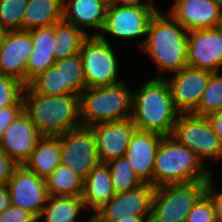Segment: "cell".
Returning a JSON list of instances; mask_svg holds the SVG:
<instances>
[{
    "label": "cell",
    "instance_id": "6da1fadb",
    "mask_svg": "<svg viewBox=\"0 0 222 222\" xmlns=\"http://www.w3.org/2000/svg\"><path fill=\"white\" fill-rule=\"evenodd\" d=\"M179 114L163 75L144 82L132 94L131 120L137 130L171 136Z\"/></svg>",
    "mask_w": 222,
    "mask_h": 222
},
{
    "label": "cell",
    "instance_id": "7a4b0ae2",
    "mask_svg": "<svg viewBox=\"0 0 222 222\" xmlns=\"http://www.w3.org/2000/svg\"><path fill=\"white\" fill-rule=\"evenodd\" d=\"M22 100L23 111L41 136L57 137L81 126L79 95L47 96L25 85Z\"/></svg>",
    "mask_w": 222,
    "mask_h": 222
},
{
    "label": "cell",
    "instance_id": "3957f363",
    "mask_svg": "<svg viewBox=\"0 0 222 222\" xmlns=\"http://www.w3.org/2000/svg\"><path fill=\"white\" fill-rule=\"evenodd\" d=\"M147 38L141 43L160 71L178 72L187 64L188 31L169 12L159 10L152 17Z\"/></svg>",
    "mask_w": 222,
    "mask_h": 222
},
{
    "label": "cell",
    "instance_id": "277c9868",
    "mask_svg": "<svg viewBox=\"0 0 222 222\" xmlns=\"http://www.w3.org/2000/svg\"><path fill=\"white\" fill-rule=\"evenodd\" d=\"M204 163L188 147L165 136L156 151L152 186L208 181L213 174Z\"/></svg>",
    "mask_w": 222,
    "mask_h": 222
},
{
    "label": "cell",
    "instance_id": "5b68a950",
    "mask_svg": "<svg viewBox=\"0 0 222 222\" xmlns=\"http://www.w3.org/2000/svg\"><path fill=\"white\" fill-rule=\"evenodd\" d=\"M132 94L125 82L86 88L80 96V123L91 127L97 123L131 118Z\"/></svg>",
    "mask_w": 222,
    "mask_h": 222
},
{
    "label": "cell",
    "instance_id": "8992f818",
    "mask_svg": "<svg viewBox=\"0 0 222 222\" xmlns=\"http://www.w3.org/2000/svg\"><path fill=\"white\" fill-rule=\"evenodd\" d=\"M208 181L170 184L154 189L150 222H185L194 204L205 193Z\"/></svg>",
    "mask_w": 222,
    "mask_h": 222
},
{
    "label": "cell",
    "instance_id": "52a82bcc",
    "mask_svg": "<svg viewBox=\"0 0 222 222\" xmlns=\"http://www.w3.org/2000/svg\"><path fill=\"white\" fill-rule=\"evenodd\" d=\"M89 35L80 48L86 88L109 86L117 80L118 59L104 33Z\"/></svg>",
    "mask_w": 222,
    "mask_h": 222
},
{
    "label": "cell",
    "instance_id": "ba28073f",
    "mask_svg": "<svg viewBox=\"0 0 222 222\" xmlns=\"http://www.w3.org/2000/svg\"><path fill=\"white\" fill-rule=\"evenodd\" d=\"M171 136L192 150L202 162L222 158V142L205 116L180 113Z\"/></svg>",
    "mask_w": 222,
    "mask_h": 222
},
{
    "label": "cell",
    "instance_id": "9c48e42d",
    "mask_svg": "<svg viewBox=\"0 0 222 222\" xmlns=\"http://www.w3.org/2000/svg\"><path fill=\"white\" fill-rule=\"evenodd\" d=\"M57 137L60 141L61 164L85 179L99 163L91 128L80 126Z\"/></svg>",
    "mask_w": 222,
    "mask_h": 222
},
{
    "label": "cell",
    "instance_id": "30bf717a",
    "mask_svg": "<svg viewBox=\"0 0 222 222\" xmlns=\"http://www.w3.org/2000/svg\"><path fill=\"white\" fill-rule=\"evenodd\" d=\"M157 11L155 5H108L102 31L126 40L145 36Z\"/></svg>",
    "mask_w": 222,
    "mask_h": 222
},
{
    "label": "cell",
    "instance_id": "8fae6325",
    "mask_svg": "<svg viewBox=\"0 0 222 222\" xmlns=\"http://www.w3.org/2000/svg\"><path fill=\"white\" fill-rule=\"evenodd\" d=\"M154 189L152 185L143 183L134 189L116 193L93 217L98 222H115L127 216L150 217Z\"/></svg>",
    "mask_w": 222,
    "mask_h": 222
},
{
    "label": "cell",
    "instance_id": "7c38bea8",
    "mask_svg": "<svg viewBox=\"0 0 222 222\" xmlns=\"http://www.w3.org/2000/svg\"><path fill=\"white\" fill-rule=\"evenodd\" d=\"M7 186L11 205L39 217L49 197L45 178L37 176L24 164L16 165Z\"/></svg>",
    "mask_w": 222,
    "mask_h": 222
},
{
    "label": "cell",
    "instance_id": "4fadbf2b",
    "mask_svg": "<svg viewBox=\"0 0 222 222\" xmlns=\"http://www.w3.org/2000/svg\"><path fill=\"white\" fill-rule=\"evenodd\" d=\"M187 64L189 67L212 73L220 72L219 70L222 68V25L188 32Z\"/></svg>",
    "mask_w": 222,
    "mask_h": 222
},
{
    "label": "cell",
    "instance_id": "5bb4252c",
    "mask_svg": "<svg viewBox=\"0 0 222 222\" xmlns=\"http://www.w3.org/2000/svg\"><path fill=\"white\" fill-rule=\"evenodd\" d=\"M212 72L183 67L167 82L175 108L180 113H192L199 105Z\"/></svg>",
    "mask_w": 222,
    "mask_h": 222
},
{
    "label": "cell",
    "instance_id": "9a60e30c",
    "mask_svg": "<svg viewBox=\"0 0 222 222\" xmlns=\"http://www.w3.org/2000/svg\"><path fill=\"white\" fill-rule=\"evenodd\" d=\"M90 128L96 140V150L100 163H109L124 156L131 135L136 130L131 118L101 122L92 125Z\"/></svg>",
    "mask_w": 222,
    "mask_h": 222
},
{
    "label": "cell",
    "instance_id": "2e32d148",
    "mask_svg": "<svg viewBox=\"0 0 222 222\" xmlns=\"http://www.w3.org/2000/svg\"><path fill=\"white\" fill-rule=\"evenodd\" d=\"M32 51L29 31H6L0 48V75L12 76L26 85V67Z\"/></svg>",
    "mask_w": 222,
    "mask_h": 222
},
{
    "label": "cell",
    "instance_id": "e0dca14e",
    "mask_svg": "<svg viewBox=\"0 0 222 222\" xmlns=\"http://www.w3.org/2000/svg\"><path fill=\"white\" fill-rule=\"evenodd\" d=\"M41 137L28 115L22 111L5 129L0 147L17 165H23Z\"/></svg>",
    "mask_w": 222,
    "mask_h": 222
},
{
    "label": "cell",
    "instance_id": "ac0fdd59",
    "mask_svg": "<svg viewBox=\"0 0 222 222\" xmlns=\"http://www.w3.org/2000/svg\"><path fill=\"white\" fill-rule=\"evenodd\" d=\"M170 15L188 32L222 25V14L213 0H174Z\"/></svg>",
    "mask_w": 222,
    "mask_h": 222
},
{
    "label": "cell",
    "instance_id": "d6986e66",
    "mask_svg": "<svg viewBox=\"0 0 222 222\" xmlns=\"http://www.w3.org/2000/svg\"><path fill=\"white\" fill-rule=\"evenodd\" d=\"M163 136L135 130L124 156L143 183L152 185L153 168L157 148Z\"/></svg>",
    "mask_w": 222,
    "mask_h": 222
},
{
    "label": "cell",
    "instance_id": "ffe728a7",
    "mask_svg": "<svg viewBox=\"0 0 222 222\" xmlns=\"http://www.w3.org/2000/svg\"><path fill=\"white\" fill-rule=\"evenodd\" d=\"M70 1V2H69ZM63 2V21L86 33L83 28L102 31L106 19L108 0H69Z\"/></svg>",
    "mask_w": 222,
    "mask_h": 222
},
{
    "label": "cell",
    "instance_id": "44dd1931",
    "mask_svg": "<svg viewBox=\"0 0 222 222\" xmlns=\"http://www.w3.org/2000/svg\"><path fill=\"white\" fill-rule=\"evenodd\" d=\"M33 42V51L26 67V85L38 74L54 65L55 39L54 25L29 30Z\"/></svg>",
    "mask_w": 222,
    "mask_h": 222
},
{
    "label": "cell",
    "instance_id": "7402d4cb",
    "mask_svg": "<svg viewBox=\"0 0 222 222\" xmlns=\"http://www.w3.org/2000/svg\"><path fill=\"white\" fill-rule=\"evenodd\" d=\"M115 191L107 163H98L89 172L83 182L82 200L87 210L96 212L106 204Z\"/></svg>",
    "mask_w": 222,
    "mask_h": 222
},
{
    "label": "cell",
    "instance_id": "603a6c76",
    "mask_svg": "<svg viewBox=\"0 0 222 222\" xmlns=\"http://www.w3.org/2000/svg\"><path fill=\"white\" fill-rule=\"evenodd\" d=\"M61 164L58 137L42 136L24 165L42 178L48 177Z\"/></svg>",
    "mask_w": 222,
    "mask_h": 222
},
{
    "label": "cell",
    "instance_id": "cb8c5ba5",
    "mask_svg": "<svg viewBox=\"0 0 222 222\" xmlns=\"http://www.w3.org/2000/svg\"><path fill=\"white\" fill-rule=\"evenodd\" d=\"M62 20V0H28L22 19V30L49 27Z\"/></svg>",
    "mask_w": 222,
    "mask_h": 222
},
{
    "label": "cell",
    "instance_id": "d4e9b609",
    "mask_svg": "<svg viewBox=\"0 0 222 222\" xmlns=\"http://www.w3.org/2000/svg\"><path fill=\"white\" fill-rule=\"evenodd\" d=\"M84 209L86 207L81 196L49 195L38 219L45 216V222H76L79 213Z\"/></svg>",
    "mask_w": 222,
    "mask_h": 222
},
{
    "label": "cell",
    "instance_id": "484cf974",
    "mask_svg": "<svg viewBox=\"0 0 222 222\" xmlns=\"http://www.w3.org/2000/svg\"><path fill=\"white\" fill-rule=\"evenodd\" d=\"M88 36L89 33L63 20L54 24L55 51L53 52L55 59L78 54Z\"/></svg>",
    "mask_w": 222,
    "mask_h": 222
},
{
    "label": "cell",
    "instance_id": "4316f807",
    "mask_svg": "<svg viewBox=\"0 0 222 222\" xmlns=\"http://www.w3.org/2000/svg\"><path fill=\"white\" fill-rule=\"evenodd\" d=\"M45 180L50 196H82L84 179L63 164H59Z\"/></svg>",
    "mask_w": 222,
    "mask_h": 222
},
{
    "label": "cell",
    "instance_id": "83f0119b",
    "mask_svg": "<svg viewBox=\"0 0 222 222\" xmlns=\"http://www.w3.org/2000/svg\"><path fill=\"white\" fill-rule=\"evenodd\" d=\"M54 66L61 73L64 95H80L86 89L83 64L79 53L56 60Z\"/></svg>",
    "mask_w": 222,
    "mask_h": 222
},
{
    "label": "cell",
    "instance_id": "f1b7e54d",
    "mask_svg": "<svg viewBox=\"0 0 222 222\" xmlns=\"http://www.w3.org/2000/svg\"><path fill=\"white\" fill-rule=\"evenodd\" d=\"M107 164L115 193L125 192L143 184L125 156L112 160Z\"/></svg>",
    "mask_w": 222,
    "mask_h": 222
},
{
    "label": "cell",
    "instance_id": "f546056e",
    "mask_svg": "<svg viewBox=\"0 0 222 222\" xmlns=\"http://www.w3.org/2000/svg\"><path fill=\"white\" fill-rule=\"evenodd\" d=\"M218 111H222V75L220 72H215L211 74L200 103L192 113L207 116Z\"/></svg>",
    "mask_w": 222,
    "mask_h": 222
},
{
    "label": "cell",
    "instance_id": "4dcf8cb0",
    "mask_svg": "<svg viewBox=\"0 0 222 222\" xmlns=\"http://www.w3.org/2000/svg\"><path fill=\"white\" fill-rule=\"evenodd\" d=\"M27 86L38 94L47 96L64 95L61 73L54 65L34 77Z\"/></svg>",
    "mask_w": 222,
    "mask_h": 222
},
{
    "label": "cell",
    "instance_id": "1f68e13d",
    "mask_svg": "<svg viewBox=\"0 0 222 222\" xmlns=\"http://www.w3.org/2000/svg\"><path fill=\"white\" fill-rule=\"evenodd\" d=\"M28 0H0V26L6 31L22 30Z\"/></svg>",
    "mask_w": 222,
    "mask_h": 222
},
{
    "label": "cell",
    "instance_id": "d6a6232c",
    "mask_svg": "<svg viewBox=\"0 0 222 222\" xmlns=\"http://www.w3.org/2000/svg\"><path fill=\"white\" fill-rule=\"evenodd\" d=\"M25 84L20 80L0 75V108L8 106H23V90Z\"/></svg>",
    "mask_w": 222,
    "mask_h": 222
},
{
    "label": "cell",
    "instance_id": "836d02e7",
    "mask_svg": "<svg viewBox=\"0 0 222 222\" xmlns=\"http://www.w3.org/2000/svg\"><path fill=\"white\" fill-rule=\"evenodd\" d=\"M185 222H217L213 203L206 193L194 204Z\"/></svg>",
    "mask_w": 222,
    "mask_h": 222
},
{
    "label": "cell",
    "instance_id": "e575fe53",
    "mask_svg": "<svg viewBox=\"0 0 222 222\" xmlns=\"http://www.w3.org/2000/svg\"><path fill=\"white\" fill-rule=\"evenodd\" d=\"M38 217L25 209L10 205L0 213V222H36Z\"/></svg>",
    "mask_w": 222,
    "mask_h": 222
},
{
    "label": "cell",
    "instance_id": "d590c367",
    "mask_svg": "<svg viewBox=\"0 0 222 222\" xmlns=\"http://www.w3.org/2000/svg\"><path fill=\"white\" fill-rule=\"evenodd\" d=\"M23 111V106H8L0 108V140L5 129L18 117Z\"/></svg>",
    "mask_w": 222,
    "mask_h": 222
},
{
    "label": "cell",
    "instance_id": "8d00e7d4",
    "mask_svg": "<svg viewBox=\"0 0 222 222\" xmlns=\"http://www.w3.org/2000/svg\"><path fill=\"white\" fill-rule=\"evenodd\" d=\"M17 164L0 147V185H7Z\"/></svg>",
    "mask_w": 222,
    "mask_h": 222
},
{
    "label": "cell",
    "instance_id": "74e56055",
    "mask_svg": "<svg viewBox=\"0 0 222 222\" xmlns=\"http://www.w3.org/2000/svg\"><path fill=\"white\" fill-rule=\"evenodd\" d=\"M205 193L209 196L213 203L217 222H222V191L216 192L213 187L212 175L209 177L207 182Z\"/></svg>",
    "mask_w": 222,
    "mask_h": 222
},
{
    "label": "cell",
    "instance_id": "f35d334b",
    "mask_svg": "<svg viewBox=\"0 0 222 222\" xmlns=\"http://www.w3.org/2000/svg\"><path fill=\"white\" fill-rule=\"evenodd\" d=\"M205 117L222 142V111L213 112Z\"/></svg>",
    "mask_w": 222,
    "mask_h": 222
},
{
    "label": "cell",
    "instance_id": "ab89813d",
    "mask_svg": "<svg viewBox=\"0 0 222 222\" xmlns=\"http://www.w3.org/2000/svg\"><path fill=\"white\" fill-rule=\"evenodd\" d=\"M142 3V0H108V5L116 6H140V5H154V0H146Z\"/></svg>",
    "mask_w": 222,
    "mask_h": 222
},
{
    "label": "cell",
    "instance_id": "60d3db41",
    "mask_svg": "<svg viewBox=\"0 0 222 222\" xmlns=\"http://www.w3.org/2000/svg\"><path fill=\"white\" fill-rule=\"evenodd\" d=\"M11 205L10 194L7 185H0V213Z\"/></svg>",
    "mask_w": 222,
    "mask_h": 222
},
{
    "label": "cell",
    "instance_id": "b9f144b4",
    "mask_svg": "<svg viewBox=\"0 0 222 222\" xmlns=\"http://www.w3.org/2000/svg\"><path fill=\"white\" fill-rule=\"evenodd\" d=\"M115 222H150V217L127 216Z\"/></svg>",
    "mask_w": 222,
    "mask_h": 222
},
{
    "label": "cell",
    "instance_id": "7bdbcfd3",
    "mask_svg": "<svg viewBox=\"0 0 222 222\" xmlns=\"http://www.w3.org/2000/svg\"><path fill=\"white\" fill-rule=\"evenodd\" d=\"M5 33H6V30H4V29L0 26V48H1L2 40H3V38H4Z\"/></svg>",
    "mask_w": 222,
    "mask_h": 222
},
{
    "label": "cell",
    "instance_id": "ee69618b",
    "mask_svg": "<svg viewBox=\"0 0 222 222\" xmlns=\"http://www.w3.org/2000/svg\"><path fill=\"white\" fill-rule=\"evenodd\" d=\"M214 3L218 6L219 8V11L221 12L222 14V0H213Z\"/></svg>",
    "mask_w": 222,
    "mask_h": 222
},
{
    "label": "cell",
    "instance_id": "f6af8a7d",
    "mask_svg": "<svg viewBox=\"0 0 222 222\" xmlns=\"http://www.w3.org/2000/svg\"><path fill=\"white\" fill-rule=\"evenodd\" d=\"M86 222H98L93 216L90 218V219H88V221H86Z\"/></svg>",
    "mask_w": 222,
    "mask_h": 222
}]
</instances>
